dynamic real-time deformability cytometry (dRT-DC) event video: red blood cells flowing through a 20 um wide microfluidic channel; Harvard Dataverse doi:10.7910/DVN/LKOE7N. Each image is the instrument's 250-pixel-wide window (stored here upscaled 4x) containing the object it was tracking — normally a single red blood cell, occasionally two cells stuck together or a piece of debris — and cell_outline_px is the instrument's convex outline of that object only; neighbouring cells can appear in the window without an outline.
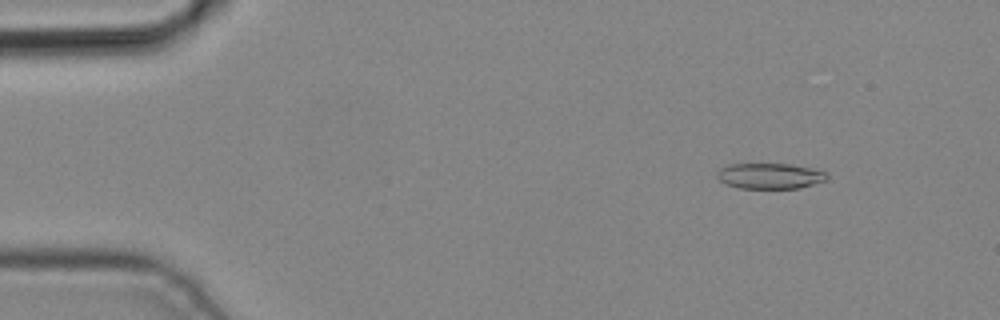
{"species": "common noctule bat (a hibernating species)", "species_latin": "Nyctalus noctula", "temperature_condition": "cold", "stored_images_in_passage": 4, "camera_frame_rate_fps": 3000, "um_per_image_px": 0.085, "animal": {"sex": "male", "body_mass_g": 19.2, "forearm_length_mm": 51.8}, "frame": {"image": 1, "passage_image": 2, "time_ms": 0.333, "image_size_px": [1000, 320], "cell_outline_px": [[828, 180], [800, 188], [740, 188], [728, 184], [720, 180], [716, 176], [716, 172], [720, 168], [728, 164], [792, 164], [824, 172], [828, 176]], "centroid_in_image_um": [65.43, 14.95], "position_along_channel_um": 19.6, "area_um2": 16.3}}
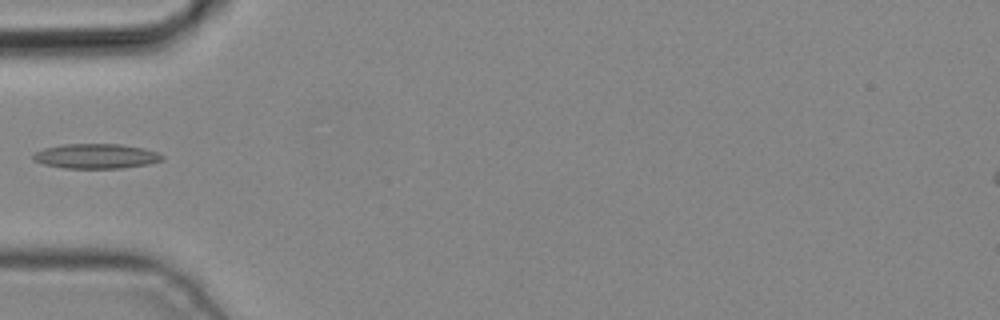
{"frame": {"image": 2, "passage_image": 4, "time_ms": 1.0, "image_size_px": [1000, 320], "cell_outline_px": [[164, 160], [148, 164], [120, 168], [64, 168], [44, 164], [32, 160], [32, 152], [44, 148], [64, 144], [120, 144], [144, 148], [156, 152], [164, 156]], "centroid_in_image_um": [8.13, 13.27], "position_along_channel_um": 76.9, "area_um2": 18.73}}